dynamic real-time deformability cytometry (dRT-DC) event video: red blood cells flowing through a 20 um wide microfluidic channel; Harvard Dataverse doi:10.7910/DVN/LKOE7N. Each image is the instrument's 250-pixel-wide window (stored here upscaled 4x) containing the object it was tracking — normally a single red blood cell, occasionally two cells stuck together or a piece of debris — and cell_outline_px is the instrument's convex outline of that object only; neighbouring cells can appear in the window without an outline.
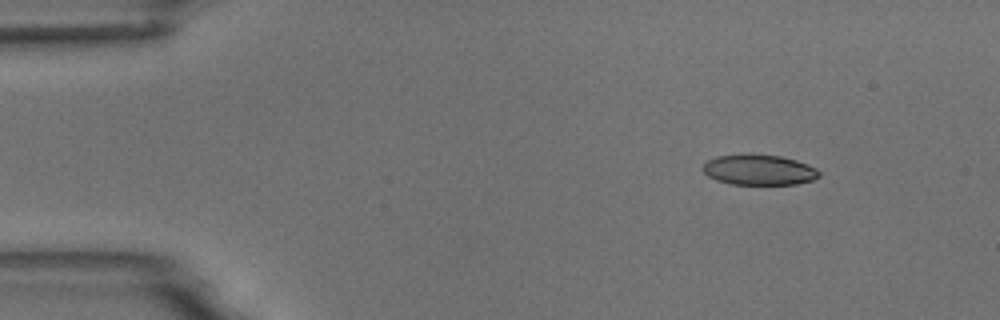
{"species": "common noctule bat (a hibernating species)", "species_latin": "Nyctalus noctula", "temperature_condition": "room temperature", "stored_images_in_passage": 8, "camera_frame_rate_fps": 3000, "um_per_image_px": 0.085, "animal": {"sex": "male", "body_mass_g": 18.8}, "frame": {"image": 1, "passage_image": 2, "time_ms": 1.333, "image_size_px": [1000, 320], "cell_outline_px": [[820, 176], [812, 180], [796, 184], [732, 184], [716, 180], [708, 176], [700, 168], [708, 160], [716, 156], [780, 156], [796, 160], [808, 164], [816, 168], [820, 172]], "centroid_in_image_um": [64.53, 14.47], "position_along_channel_um": 20.5, "area_um2": 20.11}}
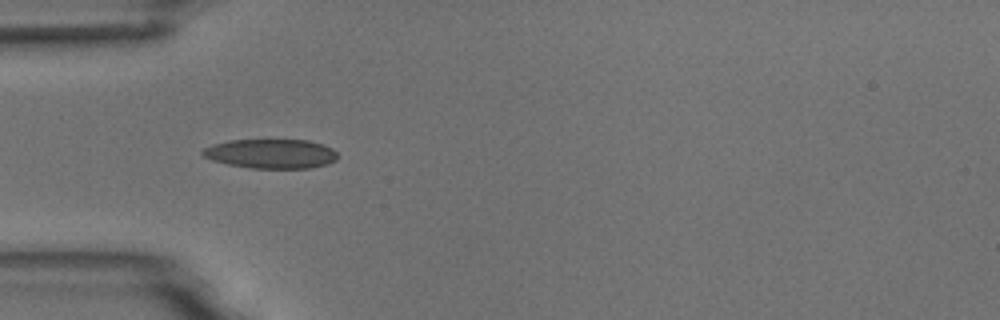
{"frame": {"image": 2, "passage_image": 5, "time_ms": 4.667, "image_size_px": [1000, 320], "cell_outline_px": [[336, 160], [328, 164], [308, 168], [248, 168], [228, 164], [212, 160], [204, 156], [200, 152], [204, 148], [212, 144], [228, 140], [308, 140], [324, 144], [332, 148], [336, 152]], "centroid_in_image_um": [23.03, 13.06], "position_along_channel_um": 62.0, "area_um2": 23.18}}